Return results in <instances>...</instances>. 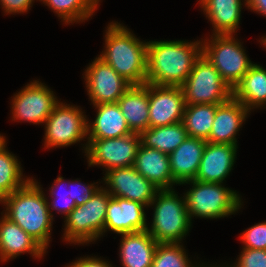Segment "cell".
I'll list each match as a JSON object with an SVG mask.
<instances>
[{
  "label": "cell",
  "mask_w": 266,
  "mask_h": 267,
  "mask_svg": "<svg viewBox=\"0 0 266 267\" xmlns=\"http://www.w3.org/2000/svg\"><path fill=\"white\" fill-rule=\"evenodd\" d=\"M146 83L181 87L202 54V42H147ZM201 44V45H200Z\"/></svg>",
  "instance_id": "6da1fadb"
},
{
  "label": "cell",
  "mask_w": 266,
  "mask_h": 267,
  "mask_svg": "<svg viewBox=\"0 0 266 267\" xmlns=\"http://www.w3.org/2000/svg\"><path fill=\"white\" fill-rule=\"evenodd\" d=\"M37 182L30 179L22 188L0 201L6 205L5 217L16 223L45 250L50 239L53 215Z\"/></svg>",
  "instance_id": "7a4b0ae2"
},
{
  "label": "cell",
  "mask_w": 266,
  "mask_h": 267,
  "mask_svg": "<svg viewBox=\"0 0 266 267\" xmlns=\"http://www.w3.org/2000/svg\"><path fill=\"white\" fill-rule=\"evenodd\" d=\"M106 49L99 57L131 85H144L147 75V45L124 26L111 23L105 35Z\"/></svg>",
  "instance_id": "3957f363"
},
{
  "label": "cell",
  "mask_w": 266,
  "mask_h": 267,
  "mask_svg": "<svg viewBox=\"0 0 266 267\" xmlns=\"http://www.w3.org/2000/svg\"><path fill=\"white\" fill-rule=\"evenodd\" d=\"M173 190H159L150 204L157 202L152 227L147 231L158 243H180L191 226L185 197L179 199Z\"/></svg>",
  "instance_id": "277c9868"
},
{
  "label": "cell",
  "mask_w": 266,
  "mask_h": 267,
  "mask_svg": "<svg viewBox=\"0 0 266 267\" xmlns=\"http://www.w3.org/2000/svg\"><path fill=\"white\" fill-rule=\"evenodd\" d=\"M192 189L185 194L186 208L191 220L192 216L203 218H221L237 211L241 206L239 195L223 187L221 183L190 180Z\"/></svg>",
  "instance_id": "5b68a950"
},
{
  "label": "cell",
  "mask_w": 266,
  "mask_h": 267,
  "mask_svg": "<svg viewBox=\"0 0 266 267\" xmlns=\"http://www.w3.org/2000/svg\"><path fill=\"white\" fill-rule=\"evenodd\" d=\"M112 196L101 187L90 200L76 206L65 218V239L71 243L95 241L104 232L108 201Z\"/></svg>",
  "instance_id": "8992f818"
},
{
  "label": "cell",
  "mask_w": 266,
  "mask_h": 267,
  "mask_svg": "<svg viewBox=\"0 0 266 267\" xmlns=\"http://www.w3.org/2000/svg\"><path fill=\"white\" fill-rule=\"evenodd\" d=\"M181 88L185 105L223 104L232 97V89L203 54L195 61Z\"/></svg>",
  "instance_id": "52a82bcc"
},
{
  "label": "cell",
  "mask_w": 266,
  "mask_h": 267,
  "mask_svg": "<svg viewBox=\"0 0 266 267\" xmlns=\"http://www.w3.org/2000/svg\"><path fill=\"white\" fill-rule=\"evenodd\" d=\"M214 35L203 43L202 54L218 70L223 81L233 90L249 71L252 62L248 59L241 44L234 40L233 34ZM205 44V45H204Z\"/></svg>",
  "instance_id": "ba28073f"
},
{
  "label": "cell",
  "mask_w": 266,
  "mask_h": 267,
  "mask_svg": "<svg viewBox=\"0 0 266 267\" xmlns=\"http://www.w3.org/2000/svg\"><path fill=\"white\" fill-rule=\"evenodd\" d=\"M85 150L89 165L105 166L108 170L133 166L139 145L140 134L120 138L88 139Z\"/></svg>",
  "instance_id": "9c48e42d"
},
{
  "label": "cell",
  "mask_w": 266,
  "mask_h": 267,
  "mask_svg": "<svg viewBox=\"0 0 266 267\" xmlns=\"http://www.w3.org/2000/svg\"><path fill=\"white\" fill-rule=\"evenodd\" d=\"M78 107L58 103L45 121L46 147L68 146L87 136V123Z\"/></svg>",
  "instance_id": "30bf717a"
},
{
  "label": "cell",
  "mask_w": 266,
  "mask_h": 267,
  "mask_svg": "<svg viewBox=\"0 0 266 267\" xmlns=\"http://www.w3.org/2000/svg\"><path fill=\"white\" fill-rule=\"evenodd\" d=\"M88 94L94 105L117 103L131 84L100 57L85 70Z\"/></svg>",
  "instance_id": "8fae6325"
},
{
  "label": "cell",
  "mask_w": 266,
  "mask_h": 267,
  "mask_svg": "<svg viewBox=\"0 0 266 267\" xmlns=\"http://www.w3.org/2000/svg\"><path fill=\"white\" fill-rule=\"evenodd\" d=\"M13 118L36 124L45 123L59 103L48 87L34 81L15 95L12 101Z\"/></svg>",
  "instance_id": "7c38bea8"
},
{
  "label": "cell",
  "mask_w": 266,
  "mask_h": 267,
  "mask_svg": "<svg viewBox=\"0 0 266 267\" xmlns=\"http://www.w3.org/2000/svg\"><path fill=\"white\" fill-rule=\"evenodd\" d=\"M184 109L185 99L181 87L149 83V128L182 122Z\"/></svg>",
  "instance_id": "4fadbf2b"
},
{
  "label": "cell",
  "mask_w": 266,
  "mask_h": 267,
  "mask_svg": "<svg viewBox=\"0 0 266 267\" xmlns=\"http://www.w3.org/2000/svg\"><path fill=\"white\" fill-rule=\"evenodd\" d=\"M104 181L111 188L106 191L112 197L133 200L145 206L151 204L156 193L160 190L138 173L133 166L106 171Z\"/></svg>",
  "instance_id": "5bb4252c"
},
{
  "label": "cell",
  "mask_w": 266,
  "mask_h": 267,
  "mask_svg": "<svg viewBox=\"0 0 266 267\" xmlns=\"http://www.w3.org/2000/svg\"><path fill=\"white\" fill-rule=\"evenodd\" d=\"M145 205L121 197L108 201L104 232L109 229L117 234L147 230Z\"/></svg>",
  "instance_id": "9a60e30c"
},
{
  "label": "cell",
  "mask_w": 266,
  "mask_h": 267,
  "mask_svg": "<svg viewBox=\"0 0 266 267\" xmlns=\"http://www.w3.org/2000/svg\"><path fill=\"white\" fill-rule=\"evenodd\" d=\"M237 145L206 142L200 167L194 180L223 183L232 170Z\"/></svg>",
  "instance_id": "2e32d148"
},
{
  "label": "cell",
  "mask_w": 266,
  "mask_h": 267,
  "mask_svg": "<svg viewBox=\"0 0 266 267\" xmlns=\"http://www.w3.org/2000/svg\"><path fill=\"white\" fill-rule=\"evenodd\" d=\"M248 112L249 110L233 97L218 105L207 142L237 145L235 135Z\"/></svg>",
  "instance_id": "e0dca14e"
},
{
  "label": "cell",
  "mask_w": 266,
  "mask_h": 267,
  "mask_svg": "<svg viewBox=\"0 0 266 267\" xmlns=\"http://www.w3.org/2000/svg\"><path fill=\"white\" fill-rule=\"evenodd\" d=\"M203 139L187 137L173 152L169 153L170 169L176 184L194 180L206 146Z\"/></svg>",
  "instance_id": "ac0fdd59"
},
{
  "label": "cell",
  "mask_w": 266,
  "mask_h": 267,
  "mask_svg": "<svg viewBox=\"0 0 266 267\" xmlns=\"http://www.w3.org/2000/svg\"><path fill=\"white\" fill-rule=\"evenodd\" d=\"M133 167L157 188L171 189L176 182L173 180L168 154L139 145Z\"/></svg>",
  "instance_id": "d6986e66"
},
{
  "label": "cell",
  "mask_w": 266,
  "mask_h": 267,
  "mask_svg": "<svg viewBox=\"0 0 266 267\" xmlns=\"http://www.w3.org/2000/svg\"><path fill=\"white\" fill-rule=\"evenodd\" d=\"M132 133L149 128V83L131 85L117 101Z\"/></svg>",
  "instance_id": "ffe728a7"
},
{
  "label": "cell",
  "mask_w": 266,
  "mask_h": 267,
  "mask_svg": "<svg viewBox=\"0 0 266 267\" xmlns=\"http://www.w3.org/2000/svg\"><path fill=\"white\" fill-rule=\"evenodd\" d=\"M0 221V258L6 261L28 252L40 258L45 249L16 223L3 216ZM17 255V256H16Z\"/></svg>",
  "instance_id": "44dd1931"
},
{
  "label": "cell",
  "mask_w": 266,
  "mask_h": 267,
  "mask_svg": "<svg viewBox=\"0 0 266 267\" xmlns=\"http://www.w3.org/2000/svg\"><path fill=\"white\" fill-rule=\"evenodd\" d=\"M120 258L123 267H151L158 245L147 230L121 234Z\"/></svg>",
  "instance_id": "7402d4cb"
},
{
  "label": "cell",
  "mask_w": 266,
  "mask_h": 267,
  "mask_svg": "<svg viewBox=\"0 0 266 267\" xmlns=\"http://www.w3.org/2000/svg\"><path fill=\"white\" fill-rule=\"evenodd\" d=\"M95 121L87 123L88 139L120 138L132 134L117 103L96 104Z\"/></svg>",
  "instance_id": "603a6c76"
},
{
  "label": "cell",
  "mask_w": 266,
  "mask_h": 267,
  "mask_svg": "<svg viewBox=\"0 0 266 267\" xmlns=\"http://www.w3.org/2000/svg\"><path fill=\"white\" fill-rule=\"evenodd\" d=\"M208 19L214 25L215 35L235 33L241 15V0H199Z\"/></svg>",
  "instance_id": "cb8c5ba5"
},
{
  "label": "cell",
  "mask_w": 266,
  "mask_h": 267,
  "mask_svg": "<svg viewBox=\"0 0 266 267\" xmlns=\"http://www.w3.org/2000/svg\"><path fill=\"white\" fill-rule=\"evenodd\" d=\"M232 97L241 102L249 111L266 104V70L252 64L249 71L232 90Z\"/></svg>",
  "instance_id": "d4e9b609"
},
{
  "label": "cell",
  "mask_w": 266,
  "mask_h": 267,
  "mask_svg": "<svg viewBox=\"0 0 266 267\" xmlns=\"http://www.w3.org/2000/svg\"><path fill=\"white\" fill-rule=\"evenodd\" d=\"M187 137L183 122L148 128L140 134L141 143L144 146L166 154L173 152Z\"/></svg>",
  "instance_id": "484cf974"
},
{
  "label": "cell",
  "mask_w": 266,
  "mask_h": 267,
  "mask_svg": "<svg viewBox=\"0 0 266 267\" xmlns=\"http://www.w3.org/2000/svg\"><path fill=\"white\" fill-rule=\"evenodd\" d=\"M218 105L220 104L185 105L182 122L188 137L205 141L209 139Z\"/></svg>",
  "instance_id": "4316f807"
},
{
  "label": "cell",
  "mask_w": 266,
  "mask_h": 267,
  "mask_svg": "<svg viewBox=\"0 0 266 267\" xmlns=\"http://www.w3.org/2000/svg\"><path fill=\"white\" fill-rule=\"evenodd\" d=\"M5 143V138L0 135V201L30 180L21 178L20 164L16 156L6 151Z\"/></svg>",
  "instance_id": "83f0119b"
},
{
  "label": "cell",
  "mask_w": 266,
  "mask_h": 267,
  "mask_svg": "<svg viewBox=\"0 0 266 267\" xmlns=\"http://www.w3.org/2000/svg\"><path fill=\"white\" fill-rule=\"evenodd\" d=\"M63 18L65 23L83 21L92 16L99 0H41Z\"/></svg>",
  "instance_id": "f1b7e54d"
},
{
  "label": "cell",
  "mask_w": 266,
  "mask_h": 267,
  "mask_svg": "<svg viewBox=\"0 0 266 267\" xmlns=\"http://www.w3.org/2000/svg\"><path fill=\"white\" fill-rule=\"evenodd\" d=\"M190 264L180 243H158L151 267H195Z\"/></svg>",
  "instance_id": "f546056e"
},
{
  "label": "cell",
  "mask_w": 266,
  "mask_h": 267,
  "mask_svg": "<svg viewBox=\"0 0 266 267\" xmlns=\"http://www.w3.org/2000/svg\"><path fill=\"white\" fill-rule=\"evenodd\" d=\"M240 238L245 244L244 248L266 250V222L252 226Z\"/></svg>",
  "instance_id": "4dcf8cb0"
},
{
  "label": "cell",
  "mask_w": 266,
  "mask_h": 267,
  "mask_svg": "<svg viewBox=\"0 0 266 267\" xmlns=\"http://www.w3.org/2000/svg\"><path fill=\"white\" fill-rule=\"evenodd\" d=\"M233 267H266V250L243 248Z\"/></svg>",
  "instance_id": "1f68e13d"
},
{
  "label": "cell",
  "mask_w": 266,
  "mask_h": 267,
  "mask_svg": "<svg viewBox=\"0 0 266 267\" xmlns=\"http://www.w3.org/2000/svg\"><path fill=\"white\" fill-rule=\"evenodd\" d=\"M65 182V180L63 179V177H58L56 180H55V184L53 185V187H51L52 189H51V196L53 197V195H55V194H57L56 192H55V190H56V188H58L59 186L61 187L62 186V184H63V181ZM61 184V185H60ZM59 187V188H60ZM55 188V189H54ZM69 192L67 193V194H63L62 195V197H60V198H63L65 201H66V203H65V205L63 204V206H60V207H62V208H60L59 207V204L57 203L60 199H59V196H57L58 197V200H55L56 199V197L54 198V200H53V202L50 204V205H52V208L53 209H59L58 211L60 212H62V213H65V216L67 217L68 216V214L76 207V203H75V200L74 199H72V198H70V196H69ZM58 195V194H57ZM62 199V200H63ZM62 205V204H61Z\"/></svg>",
  "instance_id": "d6a6232c"
},
{
  "label": "cell",
  "mask_w": 266,
  "mask_h": 267,
  "mask_svg": "<svg viewBox=\"0 0 266 267\" xmlns=\"http://www.w3.org/2000/svg\"><path fill=\"white\" fill-rule=\"evenodd\" d=\"M76 184L78 187L76 186L74 190L69 191V196L75 200L76 206L82 205L90 200L93 194L99 189L98 187L93 186L94 184L89 186L82 185L81 183H75V185Z\"/></svg>",
  "instance_id": "836d02e7"
},
{
  "label": "cell",
  "mask_w": 266,
  "mask_h": 267,
  "mask_svg": "<svg viewBox=\"0 0 266 267\" xmlns=\"http://www.w3.org/2000/svg\"><path fill=\"white\" fill-rule=\"evenodd\" d=\"M6 13L27 12L33 0H0Z\"/></svg>",
  "instance_id": "e575fe53"
},
{
  "label": "cell",
  "mask_w": 266,
  "mask_h": 267,
  "mask_svg": "<svg viewBox=\"0 0 266 267\" xmlns=\"http://www.w3.org/2000/svg\"><path fill=\"white\" fill-rule=\"evenodd\" d=\"M68 267H111L106 261L100 260V258H80Z\"/></svg>",
  "instance_id": "d590c367"
},
{
  "label": "cell",
  "mask_w": 266,
  "mask_h": 267,
  "mask_svg": "<svg viewBox=\"0 0 266 267\" xmlns=\"http://www.w3.org/2000/svg\"><path fill=\"white\" fill-rule=\"evenodd\" d=\"M245 5L252 10L266 16V0H245Z\"/></svg>",
  "instance_id": "8d00e7d4"
},
{
  "label": "cell",
  "mask_w": 266,
  "mask_h": 267,
  "mask_svg": "<svg viewBox=\"0 0 266 267\" xmlns=\"http://www.w3.org/2000/svg\"><path fill=\"white\" fill-rule=\"evenodd\" d=\"M262 42L264 43L263 45L266 46V37H265V39H264V37H263Z\"/></svg>",
  "instance_id": "74e56055"
}]
</instances>
